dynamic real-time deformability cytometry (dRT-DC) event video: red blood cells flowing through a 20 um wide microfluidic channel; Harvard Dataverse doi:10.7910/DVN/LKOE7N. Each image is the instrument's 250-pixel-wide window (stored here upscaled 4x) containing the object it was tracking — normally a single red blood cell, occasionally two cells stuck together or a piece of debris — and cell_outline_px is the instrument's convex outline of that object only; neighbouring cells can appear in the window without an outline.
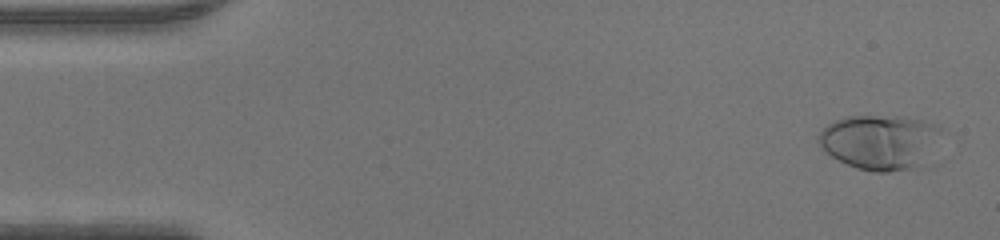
{"species": "human", "species_latin": "Homo sapiens", "temperature_condition": "warm", "stored_images_in_passage": 48, "camera_frame_rate_fps": 3000, "um_per_image_px": 0.085, "donor": {"sex": "male"}, "frame": {"image": 1, "passage_image": 2, "time_ms": 0.333, "image_size_px": [1000, 240], "cell_outline_px": [[940, 132], [916, 164], [908, 168], [888, 172], [872, 172], [856, 168], [832, 156], [816, 140], [816, 136], [828, 124], [836, 120], [848, 116], [908, 116], [940, 124]], "centroid_in_image_um": [74.69, 12.01], "position_along_channel_um": 10.3, "area_um2": 37.97}}
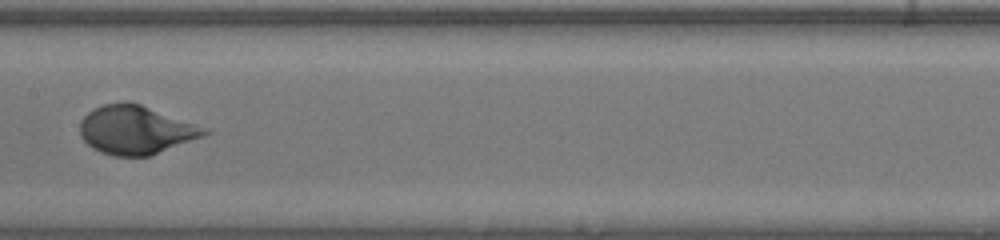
{"frame": {"image": 2, "passage_image": 24, "time_ms": 7.667, "image_size_px": [1000, 240], "cell_outline_px": [[212, 132], [204, 136], [148, 156], [116, 156], [100, 152], [92, 148], [80, 136], [80, 120], [88, 112], [104, 104], [140, 104], [212, 128]], "centroid_in_image_um": [11.61, 11.06], "position_along_channel_um": 195.8, "area_um2": 35.08}}
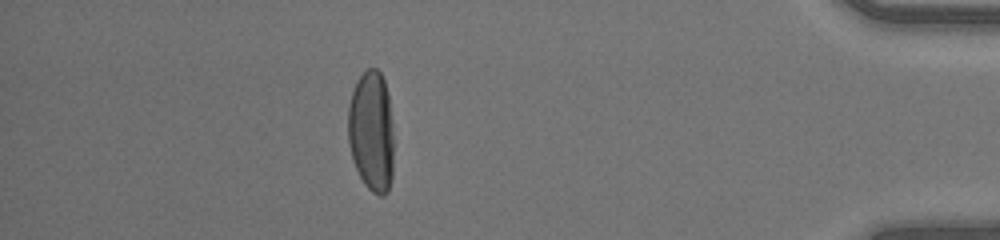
{"frame": {"image": 3, "passage_image": 42, "time_ms": 13.667, "image_size_px": [1000, 240], "cell_outline_px": [[392, 176], [388, 192], [384, 196], [380, 196], [372, 192], [364, 184], [356, 168], [352, 156], [348, 140], [348, 108], [352, 92], [356, 80], [368, 68], [376, 68], [380, 72], [384, 80], [388, 92], [392, 120]], "centroid_in_image_um": [31.57, 11.16], "position_along_channel_um": 403.6, "area_um2": 32.31}}